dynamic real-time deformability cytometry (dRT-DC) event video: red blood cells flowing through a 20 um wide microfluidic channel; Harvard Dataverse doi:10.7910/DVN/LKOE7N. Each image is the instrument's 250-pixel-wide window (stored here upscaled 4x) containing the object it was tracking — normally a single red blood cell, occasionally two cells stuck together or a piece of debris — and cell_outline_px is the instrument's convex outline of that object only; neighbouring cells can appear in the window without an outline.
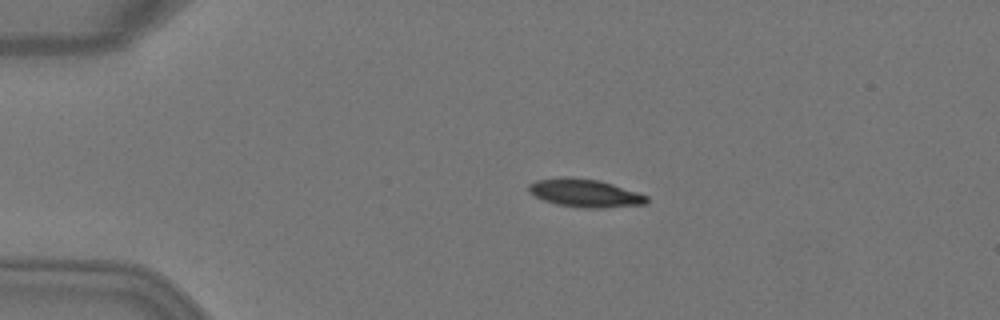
{"species": "Egyptian fruit bat (a non-hibernating species)", "species_latin": "Rousettus aegyptiacus", "temperature_condition": "warm", "stored_images_in_passage": 3, "camera_frame_rate_fps": 3000, "um_per_image_px": 0.085, "animal": {"sex": "female"}, "frame": {"image": 1, "passage_image": 2, "time_ms": 0.333, "image_size_px": [1000, 320], "cell_outline_px": [[648, 204], [604, 208], [580, 208], [556, 204], [532, 196], [528, 192], [528, 184], [536, 180], [564, 176], [568, 176], [600, 180], [648, 196]], "centroid_in_image_um": [49.68, 16.41], "position_along_channel_um": 35.3, "area_um2": 19.59}}